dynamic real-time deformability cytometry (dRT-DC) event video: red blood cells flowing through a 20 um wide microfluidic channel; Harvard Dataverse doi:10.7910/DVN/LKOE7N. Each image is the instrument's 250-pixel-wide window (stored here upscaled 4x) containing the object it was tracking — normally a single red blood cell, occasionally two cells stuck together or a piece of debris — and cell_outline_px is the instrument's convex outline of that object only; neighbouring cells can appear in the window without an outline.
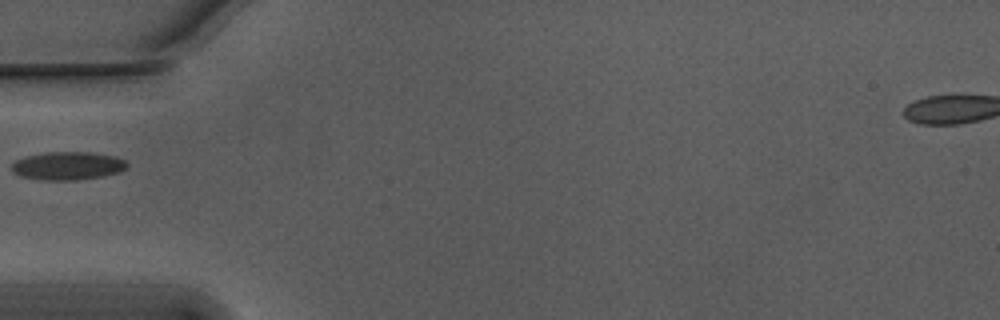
{"species": "Egyptian fruit bat (a non-hibernating species)", "species_latin": "Rousettus aegyptiacus", "temperature_condition": "warm", "stored_images_in_passage": 19, "camera_frame_rate_fps": 3000, "um_per_image_px": 0.085, "animal": {"sex": "male"}, "frame": {"image": 1, "passage_image": 1, "time_ms": 0.0, "image_size_px": [1000, 320], "cell_outline_px": [[128, 168], [120, 172], [104, 176], [76, 180], [44, 180], [20, 176], [12, 172], [12, 164], [16, 160], [28, 156], [44, 152], [92, 152], [116, 156], [124, 160], [128, 164]], "centroid_in_image_um": [5.8, 14.09], "position_along_channel_um": 79.2, "area_um2": 19.07}}
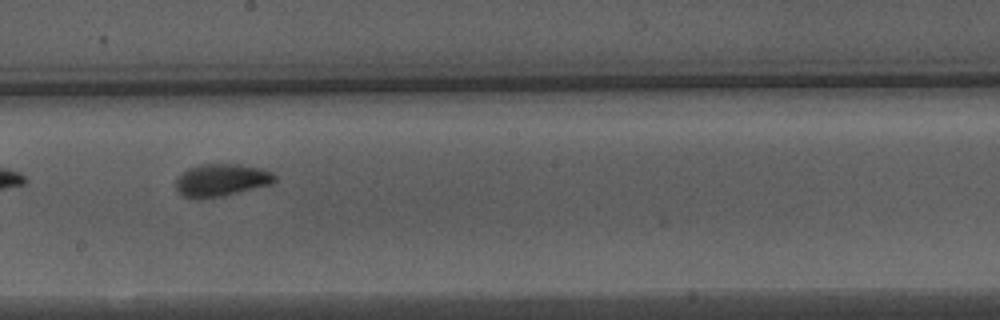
{"frame": {"image": 2, "passage_image": 13, "time_ms": 4.0, "image_size_px": [1000, 320], "cell_outline_px": [[276, 180], [272, 184], [220, 196], [200, 200], [184, 196], [176, 188], [176, 180], [188, 168], [200, 164], [240, 164], [260, 168], [272, 172], [276, 176]], "centroid_in_image_um": [18.83, 15.3], "position_along_channel_um": 229.4, "area_um2": 18.61}}
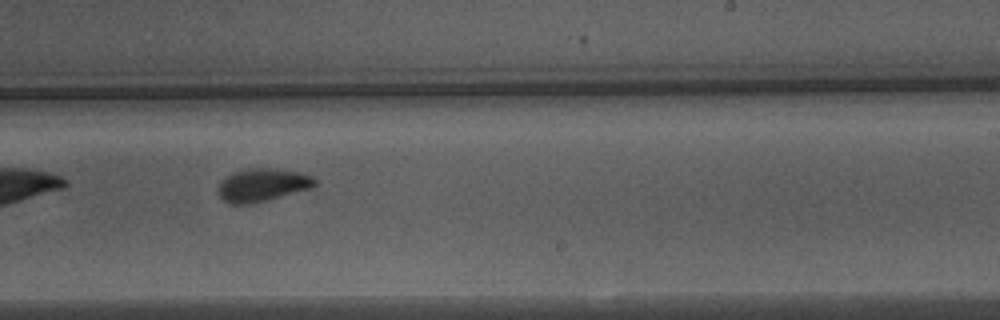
{"frame": {"image": 3, "passage_image": 16, "time_ms": 5.0, "image_size_px": [1000, 320], "cell_outline_px": [[316, 184], [312, 188], [268, 200], [248, 204], [228, 204], [220, 196], [220, 184], [232, 172], [240, 168], [272, 168], [296, 172], [312, 176], [316, 180]], "centroid_in_image_um": [22.32, 15.72], "position_along_channel_um": 266.7, "area_um2": 18.44}}